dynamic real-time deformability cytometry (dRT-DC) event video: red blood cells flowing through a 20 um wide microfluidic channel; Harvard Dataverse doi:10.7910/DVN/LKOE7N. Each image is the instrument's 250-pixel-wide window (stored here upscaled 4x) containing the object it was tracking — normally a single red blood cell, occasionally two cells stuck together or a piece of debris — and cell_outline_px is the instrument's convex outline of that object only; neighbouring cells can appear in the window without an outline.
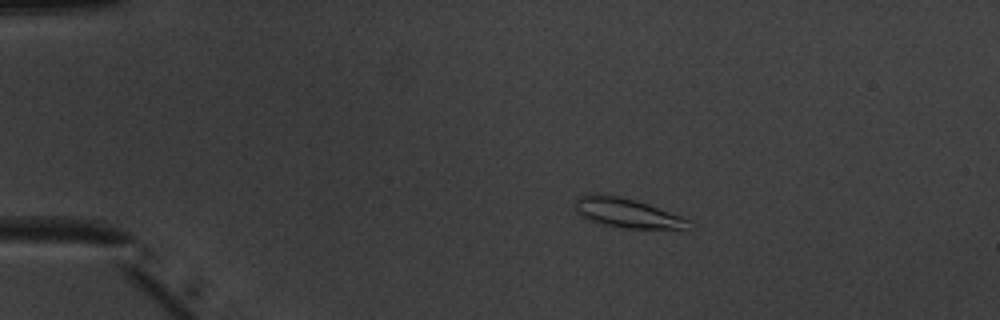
{"species": "common noctule bat (a hibernating species)", "species_latin": "Nyctalus noctula", "temperature_condition": "warm", "stored_images_in_passage": 45, "camera_frame_rate_fps": 3000, "um_per_image_px": 0.085, "animal": {"sex": "male", "body_mass_g": 20.1, "forearm_length_mm": 53.5}, "frame": {"image": 1, "passage_image": 3, "time_ms": 0.667, "image_size_px": [1000, 320], "cell_outline_px": [[688, 220], [684, 228], [624, 228], [596, 224], [580, 216], [576, 212], [576, 200], [580, 196], [588, 192], [596, 192], [620, 196], [636, 200], [648, 204], [680, 216]], "centroid_in_image_um": [53.13, 18.07], "position_along_channel_um": 31.9, "area_um2": 19.42}}
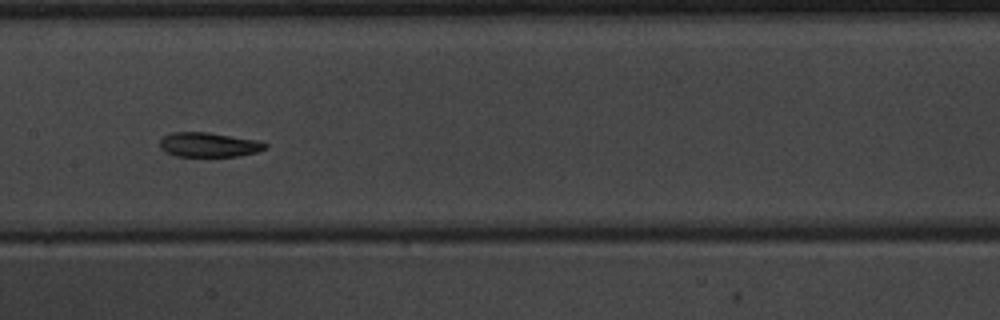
{"frame": {"image": 2, "passage_image": 20, "time_ms": 6.333, "image_size_px": [1000, 320], "cell_outline_px": [[268, 148], [256, 152], [240, 156], [176, 156], [164, 152], [160, 148], [160, 140], [164, 136], [172, 132], [208, 132], [264, 140], [268, 144]], "centroid_in_image_um": [17.82, 12.29], "position_along_channel_um": 189.6, "area_um2": 15.43}}
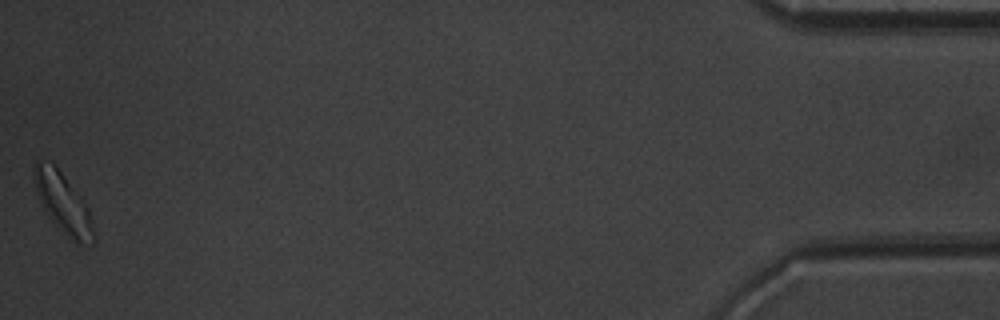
{"frame": {"image": 3, "passage_image": 45, "time_ms": 14.667, "image_size_px": [1000, 320], "cell_outline_px": [[96, 240], [92, 244], [76, 244], [48, 216], [40, 200], [32, 180], [32, 172], [36, 160], [52, 164], [60, 172], [88, 208], [96, 236]], "centroid_in_image_um": [5.36, 17.31], "position_along_channel_um": 429.8, "area_um2": 20.23}, "authors_computed_cell_mechanics": {"area_um2": 15.9528, "velocity_mm_per_s": 3.9162, "shape_relaxation_time_tau1_ms": 1.9846, "shape_relaxation_time_tau2_ms": 4.5868, "deformation_change_tau1": 0.1081, "deformation_change_tau2": 0.1158}}